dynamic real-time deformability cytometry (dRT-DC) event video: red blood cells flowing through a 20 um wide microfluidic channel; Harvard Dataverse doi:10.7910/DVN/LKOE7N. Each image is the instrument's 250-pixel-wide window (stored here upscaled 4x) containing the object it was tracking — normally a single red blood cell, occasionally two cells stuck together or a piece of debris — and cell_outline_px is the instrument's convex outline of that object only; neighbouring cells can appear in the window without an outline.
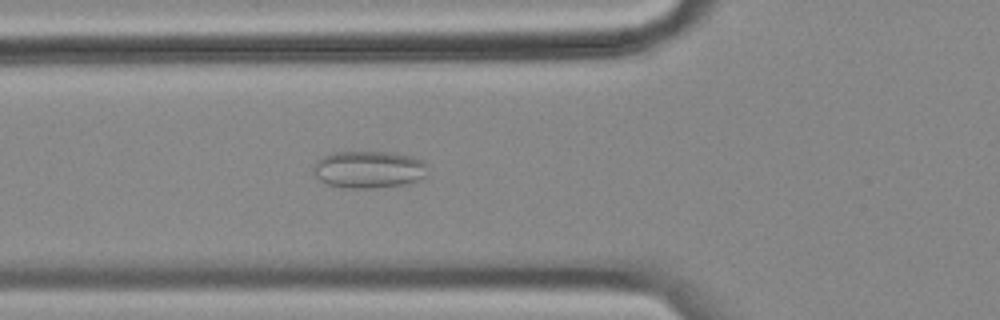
{"species": "common noctule bat (a hibernating species)", "species_latin": "Nyctalus noctula", "temperature_condition": "cold", "stored_images_in_passage": 48, "camera_frame_rate_fps": 3000, "um_per_image_px": 0.085, "animal": {"sex": "female", "body_mass_g": 18.4}, "frame": {"image": 1, "passage_image": 12, "time_ms": 3.667, "image_size_px": [1000, 320], "cell_outline_px": [[428, 164], [424, 176], [416, 180], [404, 184], [372, 188], [344, 188], [328, 184], [320, 180], [316, 176], [316, 160], [332, 152], [392, 152], [412, 156]], "centroid_in_image_um": [31.35, 14.4], "position_along_channel_um": 94.4, "area_um2": 24.51}}
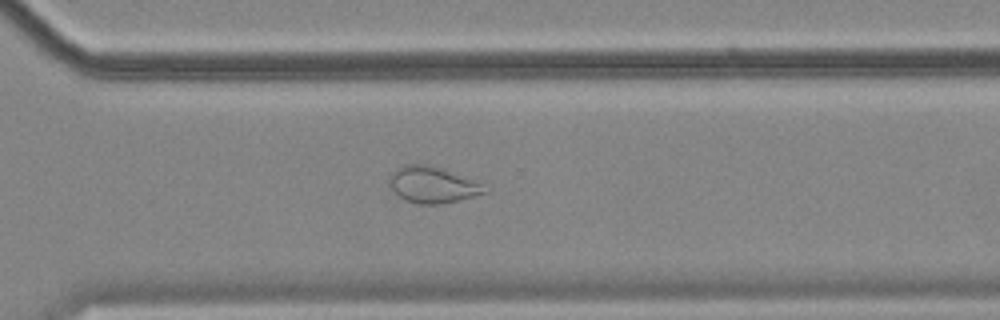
{"frame": {"image": 2, "passage_image": 32, "time_ms": 10.333, "image_size_px": [1000, 320], "cell_outline_px": [[488, 192], [460, 200], [440, 204], [420, 204], [404, 200], [388, 184], [388, 180], [392, 172], [396, 168], [404, 164], [428, 164], [444, 168], [472, 180], [480, 184]], "centroid_in_image_um": [36.72, 15.69], "position_along_channel_um": 333.9, "area_um2": 20.06}}
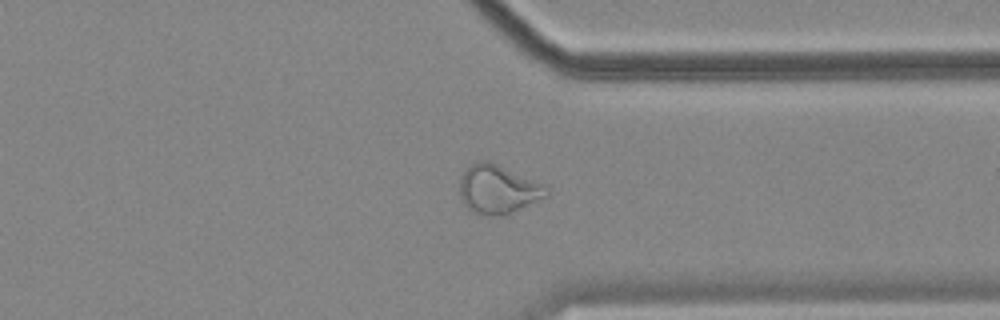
{"frame": {"image": 3, "passage_image": 35, "time_ms": 11.333, "image_size_px": [1000, 320], "cell_outline_px": [[548, 196], [504, 216], [472, 212], [464, 204], [460, 196], [460, 176], [476, 160], [488, 160], [548, 184]], "centroid_in_image_um": [42.38, 16.06], "position_along_channel_um": 369.0, "area_um2": 24.91}, "authors_computed_cell_mechanics": {"area_um2": 24.9985, "velocity_mm_per_s": 3.5904, "shape_relaxation_time_tau1_ms": null, "shape_relaxation_time_tau2_ms": 1.4585, "deformation_change_tau1": null, "deformation_change_tau2": 0.0758}}